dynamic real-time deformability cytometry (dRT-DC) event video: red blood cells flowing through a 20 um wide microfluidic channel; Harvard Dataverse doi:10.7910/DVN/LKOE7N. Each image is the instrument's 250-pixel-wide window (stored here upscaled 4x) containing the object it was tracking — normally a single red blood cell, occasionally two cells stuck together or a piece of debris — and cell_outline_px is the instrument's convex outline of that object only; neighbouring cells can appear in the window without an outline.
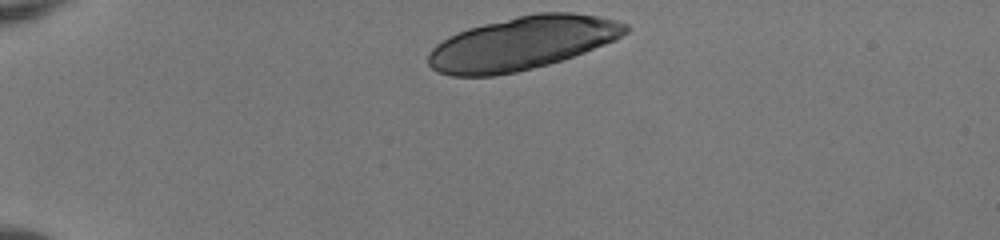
{"species": "human", "species_latin": "Homo sapiens", "temperature_condition": "room temperature", "stored_images_in_passage": 10, "camera_frame_rate_fps": 3000, "um_per_image_px": 0.085, "donor": {"sex": "female"}, "frame": {"image": 1, "passage_image": 1, "time_ms": 0.0, "image_size_px": [1000, 240], "cell_outline_px": [[628, 32], [616, 40], [584, 52], [548, 64], [516, 72], [492, 76], [452, 76], [436, 72], [428, 64], [428, 52], [436, 44], [448, 36], [456, 32], [468, 28], [516, 16], [536, 12], [572, 12], [600, 16], [616, 20], [628, 24]], "centroid_in_image_um": [44.37, 3.66], "position_along_channel_um": 40.6, "area_um2": 61.44}}